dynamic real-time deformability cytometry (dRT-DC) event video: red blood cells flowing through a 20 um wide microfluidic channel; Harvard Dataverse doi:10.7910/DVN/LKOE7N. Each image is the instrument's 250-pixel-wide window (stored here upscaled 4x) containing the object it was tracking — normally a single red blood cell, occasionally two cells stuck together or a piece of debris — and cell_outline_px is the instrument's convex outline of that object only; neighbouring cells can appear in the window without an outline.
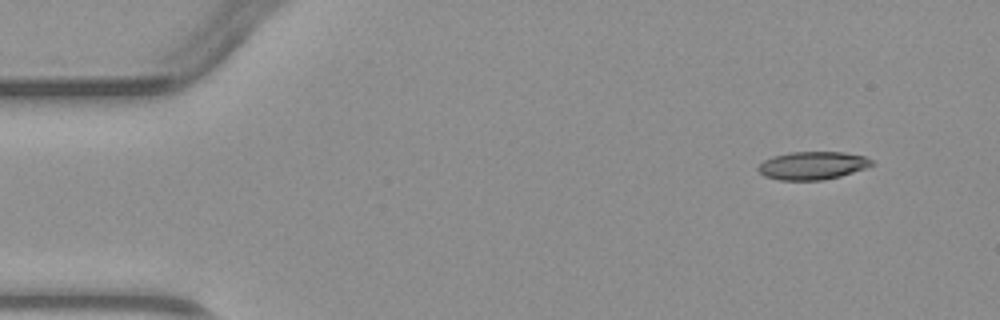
{"species": "common noctule bat (a hibernating species)", "species_latin": "Nyctalus noctula", "temperature_condition": "warm", "stored_images_in_passage": 5, "camera_frame_rate_fps": 3000, "um_per_image_px": 0.085, "animal": {"sex": "male", "body_mass_g": 23.1, "forearm_length_mm": 52.7}, "frame": {"image": 1, "passage_image": 1, "time_ms": 0.0, "image_size_px": [1000, 320], "cell_outline_px": [[876, 164], [840, 176], [820, 180], [780, 180], [764, 176], [756, 168], [764, 160], [772, 156], [788, 152], [844, 152], [864, 156], [872, 160]], "centroid_in_image_um": [69.04, 14.06], "position_along_channel_um": 16.0, "area_um2": 18.5}}
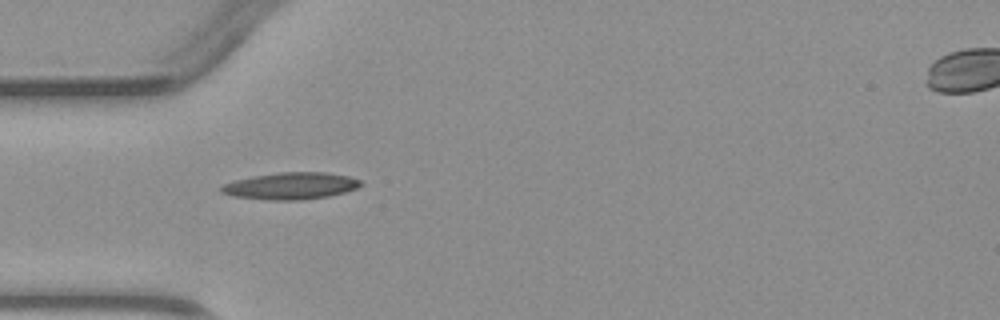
{"frame": {"image": 2, "passage_image": 4, "time_ms": 3.333, "image_size_px": [1000, 320], "cell_outline_px": [[364, 184], [356, 188], [344, 192], [328, 196], [300, 200], [272, 200], [232, 196], [220, 192], [220, 188], [224, 184], [236, 180], [252, 176], [280, 172], [328, 172], [348, 176], [360, 180]], "centroid_in_image_um": [24.72, 15.79], "position_along_channel_um": 60.3, "area_um2": 21.79}}
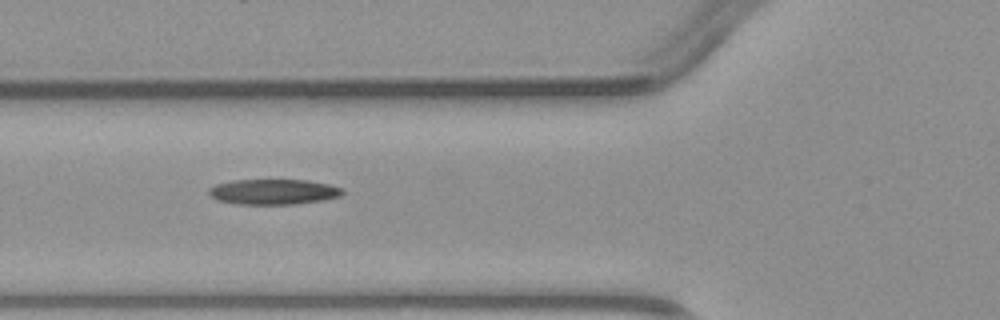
{"frame": {"image": 3, "passage_image": 5, "time_ms": 4.333, "image_size_px": [1000, 320], "cell_outline_px": [[344, 192], [340, 196], [324, 200], [296, 204], [236, 204], [220, 200], [212, 196], [208, 192], [208, 188], [216, 184], [232, 180], [308, 180], [328, 184], [344, 188]], "centroid_in_image_um": [23.28, 16.3], "position_along_channel_um": 102.5, "area_um2": 19.77}}